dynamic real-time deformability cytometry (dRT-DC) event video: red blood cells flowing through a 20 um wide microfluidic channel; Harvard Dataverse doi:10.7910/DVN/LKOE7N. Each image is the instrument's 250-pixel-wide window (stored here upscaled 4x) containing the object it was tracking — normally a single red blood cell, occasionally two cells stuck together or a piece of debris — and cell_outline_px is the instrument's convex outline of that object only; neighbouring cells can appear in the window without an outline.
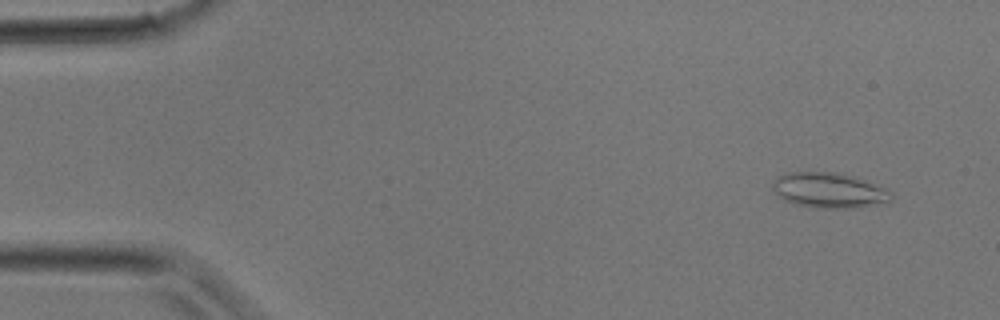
{"species": "common noctule bat (a hibernating species)", "species_latin": "Nyctalus noctula", "temperature_condition": "room temperature", "stored_images_in_passage": 34, "camera_frame_rate_fps": 3000, "um_per_image_px": 0.085, "animal": {"sex": "male", "body_mass_g": 17.9}, "frame": {"image": 1, "passage_image": 3, "time_ms": 0.667, "image_size_px": [1000, 320], "cell_outline_px": [[896, 196], [888, 204], [856, 208], [816, 208], [796, 204], [784, 200], [772, 188], [772, 184], [776, 176], [784, 172], [836, 172], [856, 176], [884, 188], [892, 192]], "centroid_in_image_um": [70.54, 16.18], "position_along_channel_um": 14.5, "area_um2": 24.97}}
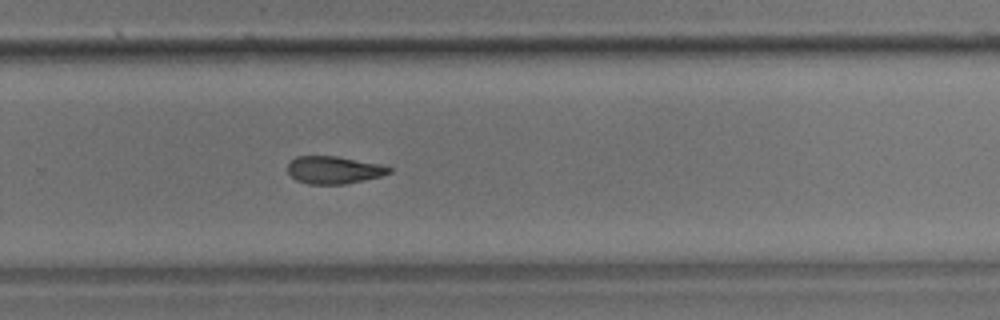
{"frame": {"image": 2, "passage_image": 23, "time_ms": 7.333, "image_size_px": [1000, 320], "cell_outline_px": [[392, 172], [380, 176], [364, 180], [344, 184], [308, 184], [296, 180], [288, 172], [288, 164], [296, 156], [336, 156], [380, 164], [392, 168]], "centroid_in_image_um": [28.38, 14.45], "position_along_channel_um": 301.4, "area_um2": 16.18}}
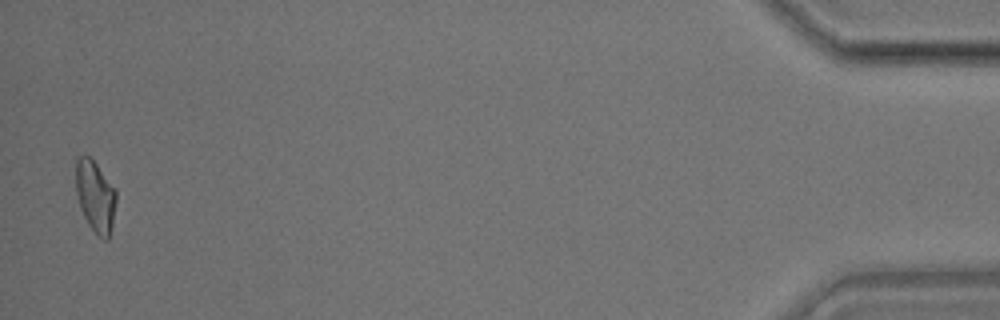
{"frame": {"image": 3, "passage_image": 34, "time_ms": 11.0, "image_size_px": [1000, 320], "cell_outline_px": [[116, 200], [112, 228], [108, 240], [104, 240], [96, 236], [88, 224], [80, 208], [76, 192], [76, 160], [80, 156], [88, 156], [96, 164], [116, 188]], "centroid_in_image_um": [8.12, 16.74], "position_along_channel_um": 427.1, "area_um2": 16.94}}